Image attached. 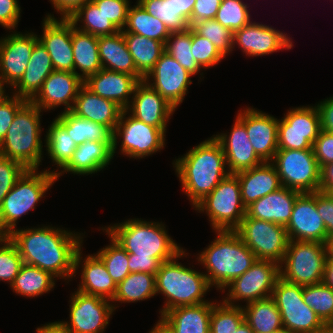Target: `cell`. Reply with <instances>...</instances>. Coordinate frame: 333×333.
I'll list each match as a JSON object with an SVG mask.
<instances>
[{
	"label": "cell",
	"mask_w": 333,
	"mask_h": 333,
	"mask_svg": "<svg viewBox=\"0 0 333 333\" xmlns=\"http://www.w3.org/2000/svg\"><path fill=\"white\" fill-rule=\"evenodd\" d=\"M74 233V234H73ZM80 232L57 226L13 230L8 237L16 245L23 263L49 272L56 279L74 278L75 257L83 246Z\"/></svg>",
	"instance_id": "obj_1"
},
{
	"label": "cell",
	"mask_w": 333,
	"mask_h": 333,
	"mask_svg": "<svg viewBox=\"0 0 333 333\" xmlns=\"http://www.w3.org/2000/svg\"><path fill=\"white\" fill-rule=\"evenodd\" d=\"M111 225L102 226V230L128 253L130 273L156 275L163 262L184 250L168 235L162 222L133 218Z\"/></svg>",
	"instance_id": "obj_2"
},
{
	"label": "cell",
	"mask_w": 333,
	"mask_h": 333,
	"mask_svg": "<svg viewBox=\"0 0 333 333\" xmlns=\"http://www.w3.org/2000/svg\"><path fill=\"white\" fill-rule=\"evenodd\" d=\"M172 164L192 207L229 174L222 147L213 136L191 148Z\"/></svg>",
	"instance_id": "obj_3"
},
{
	"label": "cell",
	"mask_w": 333,
	"mask_h": 333,
	"mask_svg": "<svg viewBox=\"0 0 333 333\" xmlns=\"http://www.w3.org/2000/svg\"><path fill=\"white\" fill-rule=\"evenodd\" d=\"M215 233L214 241L199 252L196 259L206 268L203 273L209 284L224 293L225 287L244 274L257 258L235 231Z\"/></svg>",
	"instance_id": "obj_4"
},
{
	"label": "cell",
	"mask_w": 333,
	"mask_h": 333,
	"mask_svg": "<svg viewBox=\"0 0 333 333\" xmlns=\"http://www.w3.org/2000/svg\"><path fill=\"white\" fill-rule=\"evenodd\" d=\"M186 252L183 250L172 260L163 262L156 272V295L161 293L166 299L159 311L160 316L178 306L198 305L210 301L204 298L212 287L206 275L178 262L181 257L187 258L189 253Z\"/></svg>",
	"instance_id": "obj_5"
},
{
	"label": "cell",
	"mask_w": 333,
	"mask_h": 333,
	"mask_svg": "<svg viewBox=\"0 0 333 333\" xmlns=\"http://www.w3.org/2000/svg\"><path fill=\"white\" fill-rule=\"evenodd\" d=\"M41 112L31 101L17 111L0 143L1 156L18 161L27 169H38L42 165Z\"/></svg>",
	"instance_id": "obj_6"
},
{
	"label": "cell",
	"mask_w": 333,
	"mask_h": 333,
	"mask_svg": "<svg viewBox=\"0 0 333 333\" xmlns=\"http://www.w3.org/2000/svg\"><path fill=\"white\" fill-rule=\"evenodd\" d=\"M38 171L27 169L4 197L0 206V236H8L15 230L18 219L34 210L56 182V175L50 169Z\"/></svg>",
	"instance_id": "obj_7"
},
{
	"label": "cell",
	"mask_w": 333,
	"mask_h": 333,
	"mask_svg": "<svg viewBox=\"0 0 333 333\" xmlns=\"http://www.w3.org/2000/svg\"><path fill=\"white\" fill-rule=\"evenodd\" d=\"M206 213L214 231H234L246 215L236 174H228L216 188L194 207Z\"/></svg>",
	"instance_id": "obj_8"
},
{
	"label": "cell",
	"mask_w": 333,
	"mask_h": 333,
	"mask_svg": "<svg viewBox=\"0 0 333 333\" xmlns=\"http://www.w3.org/2000/svg\"><path fill=\"white\" fill-rule=\"evenodd\" d=\"M328 244L314 241H289L279 264L280 277L297 285H312L323 280Z\"/></svg>",
	"instance_id": "obj_9"
},
{
	"label": "cell",
	"mask_w": 333,
	"mask_h": 333,
	"mask_svg": "<svg viewBox=\"0 0 333 333\" xmlns=\"http://www.w3.org/2000/svg\"><path fill=\"white\" fill-rule=\"evenodd\" d=\"M128 114V115H127ZM128 117H127V116ZM166 128H157L132 117L126 110L121 113L119 122L113 130L112 154L118 149L120 139V155L134 159H142L157 151H161L166 144Z\"/></svg>",
	"instance_id": "obj_10"
},
{
	"label": "cell",
	"mask_w": 333,
	"mask_h": 333,
	"mask_svg": "<svg viewBox=\"0 0 333 333\" xmlns=\"http://www.w3.org/2000/svg\"><path fill=\"white\" fill-rule=\"evenodd\" d=\"M281 314L284 330L291 333H322L327 327L303 300V286L276 280L271 296Z\"/></svg>",
	"instance_id": "obj_11"
},
{
	"label": "cell",
	"mask_w": 333,
	"mask_h": 333,
	"mask_svg": "<svg viewBox=\"0 0 333 333\" xmlns=\"http://www.w3.org/2000/svg\"><path fill=\"white\" fill-rule=\"evenodd\" d=\"M271 163L282 186L301 193L319 191L321 169L313 149H278Z\"/></svg>",
	"instance_id": "obj_12"
},
{
	"label": "cell",
	"mask_w": 333,
	"mask_h": 333,
	"mask_svg": "<svg viewBox=\"0 0 333 333\" xmlns=\"http://www.w3.org/2000/svg\"><path fill=\"white\" fill-rule=\"evenodd\" d=\"M234 231L257 259L282 262L289 243L284 226L246 214Z\"/></svg>",
	"instance_id": "obj_13"
},
{
	"label": "cell",
	"mask_w": 333,
	"mask_h": 333,
	"mask_svg": "<svg viewBox=\"0 0 333 333\" xmlns=\"http://www.w3.org/2000/svg\"><path fill=\"white\" fill-rule=\"evenodd\" d=\"M279 277L280 271L277 262L257 259L244 274L235 278L225 287V289L228 288V292L225 294L227 297L222 298V300L229 305L241 306L239 303L241 301L248 304L271 297Z\"/></svg>",
	"instance_id": "obj_14"
},
{
	"label": "cell",
	"mask_w": 333,
	"mask_h": 333,
	"mask_svg": "<svg viewBox=\"0 0 333 333\" xmlns=\"http://www.w3.org/2000/svg\"><path fill=\"white\" fill-rule=\"evenodd\" d=\"M287 111L278 122V149H312L321 131L316 105L290 108Z\"/></svg>",
	"instance_id": "obj_15"
},
{
	"label": "cell",
	"mask_w": 333,
	"mask_h": 333,
	"mask_svg": "<svg viewBox=\"0 0 333 333\" xmlns=\"http://www.w3.org/2000/svg\"><path fill=\"white\" fill-rule=\"evenodd\" d=\"M69 300V322L62 321L72 333H103L115 310L105 298L75 291Z\"/></svg>",
	"instance_id": "obj_16"
},
{
	"label": "cell",
	"mask_w": 333,
	"mask_h": 333,
	"mask_svg": "<svg viewBox=\"0 0 333 333\" xmlns=\"http://www.w3.org/2000/svg\"><path fill=\"white\" fill-rule=\"evenodd\" d=\"M191 76L193 75L164 51L154 68L144 78V82L177 109L192 84Z\"/></svg>",
	"instance_id": "obj_17"
},
{
	"label": "cell",
	"mask_w": 333,
	"mask_h": 333,
	"mask_svg": "<svg viewBox=\"0 0 333 333\" xmlns=\"http://www.w3.org/2000/svg\"><path fill=\"white\" fill-rule=\"evenodd\" d=\"M288 36L273 26L251 21L233 32V49L238 45L246 56H266L279 50H290L293 41Z\"/></svg>",
	"instance_id": "obj_18"
},
{
	"label": "cell",
	"mask_w": 333,
	"mask_h": 333,
	"mask_svg": "<svg viewBox=\"0 0 333 333\" xmlns=\"http://www.w3.org/2000/svg\"><path fill=\"white\" fill-rule=\"evenodd\" d=\"M0 38V76L12 88L23 76L38 36L16 30Z\"/></svg>",
	"instance_id": "obj_19"
},
{
	"label": "cell",
	"mask_w": 333,
	"mask_h": 333,
	"mask_svg": "<svg viewBox=\"0 0 333 333\" xmlns=\"http://www.w3.org/2000/svg\"><path fill=\"white\" fill-rule=\"evenodd\" d=\"M41 24L43 34L37 35L38 40L49 53L54 70L74 73L72 22L48 13Z\"/></svg>",
	"instance_id": "obj_20"
},
{
	"label": "cell",
	"mask_w": 333,
	"mask_h": 333,
	"mask_svg": "<svg viewBox=\"0 0 333 333\" xmlns=\"http://www.w3.org/2000/svg\"><path fill=\"white\" fill-rule=\"evenodd\" d=\"M289 241H314L328 244L325 224L316 209V192L301 193L292 209L287 226Z\"/></svg>",
	"instance_id": "obj_21"
},
{
	"label": "cell",
	"mask_w": 333,
	"mask_h": 333,
	"mask_svg": "<svg viewBox=\"0 0 333 333\" xmlns=\"http://www.w3.org/2000/svg\"><path fill=\"white\" fill-rule=\"evenodd\" d=\"M83 85L84 81L77 74L54 70L30 101L44 112L60 106L64 107V112L71 111Z\"/></svg>",
	"instance_id": "obj_22"
},
{
	"label": "cell",
	"mask_w": 333,
	"mask_h": 333,
	"mask_svg": "<svg viewBox=\"0 0 333 333\" xmlns=\"http://www.w3.org/2000/svg\"><path fill=\"white\" fill-rule=\"evenodd\" d=\"M239 111L237 117L244 123L256 154L264 162H271L278 150L279 119L251 106Z\"/></svg>",
	"instance_id": "obj_23"
},
{
	"label": "cell",
	"mask_w": 333,
	"mask_h": 333,
	"mask_svg": "<svg viewBox=\"0 0 333 333\" xmlns=\"http://www.w3.org/2000/svg\"><path fill=\"white\" fill-rule=\"evenodd\" d=\"M235 119L229 135H213L222 147L229 174H236L264 163L252 147L244 123L237 116Z\"/></svg>",
	"instance_id": "obj_24"
},
{
	"label": "cell",
	"mask_w": 333,
	"mask_h": 333,
	"mask_svg": "<svg viewBox=\"0 0 333 333\" xmlns=\"http://www.w3.org/2000/svg\"><path fill=\"white\" fill-rule=\"evenodd\" d=\"M125 110L137 120L157 128H167V123L176 111L144 81L136 86L131 102Z\"/></svg>",
	"instance_id": "obj_25"
},
{
	"label": "cell",
	"mask_w": 333,
	"mask_h": 333,
	"mask_svg": "<svg viewBox=\"0 0 333 333\" xmlns=\"http://www.w3.org/2000/svg\"><path fill=\"white\" fill-rule=\"evenodd\" d=\"M81 249L82 247L78 250L75 257L74 274H76L78 269L82 272L81 281L76 290L87 295L100 296L112 301L117 291V285L109 275L106 266L95 253L83 258Z\"/></svg>",
	"instance_id": "obj_26"
},
{
	"label": "cell",
	"mask_w": 333,
	"mask_h": 333,
	"mask_svg": "<svg viewBox=\"0 0 333 333\" xmlns=\"http://www.w3.org/2000/svg\"><path fill=\"white\" fill-rule=\"evenodd\" d=\"M140 81L125 73L102 68L84 80V86L94 94L116 102L124 110L129 106Z\"/></svg>",
	"instance_id": "obj_27"
},
{
	"label": "cell",
	"mask_w": 333,
	"mask_h": 333,
	"mask_svg": "<svg viewBox=\"0 0 333 333\" xmlns=\"http://www.w3.org/2000/svg\"><path fill=\"white\" fill-rule=\"evenodd\" d=\"M301 192L282 186L246 208L249 217L276 223L284 227L291 219L293 205Z\"/></svg>",
	"instance_id": "obj_28"
},
{
	"label": "cell",
	"mask_w": 333,
	"mask_h": 333,
	"mask_svg": "<svg viewBox=\"0 0 333 333\" xmlns=\"http://www.w3.org/2000/svg\"><path fill=\"white\" fill-rule=\"evenodd\" d=\"M123 110L116 102L94 94L83 85L71 112L80 118L107 126L113 132Z\"/></svg>",
	"instance_id": "obj_29"
},
{
	"label": "cell",
	"mask_w": 333,
	"mask_h": 333,
	"mask_svg": "<svg viewBox=\"0 0 333 333\" xmlns=\"http://www.w3.org/2000/svg\"><path fill=\"white\" fill-rule=\"evenodd\" d=\"M112 150L102 142L86 141L77 145L70 161L56 173V178L70 173L73 175H91L100 172L111 163Z\"/></svg>",
	"instance_id": "obj_30"
},
{
	"label": "cell",
	"mask_w": 333,
	"mask_h": 333,
	"mask_svg": "<svg viewBox=\"0 0 333 333\" xmlns=\"http://www.w3.org/2000/svg\"><path fill=\"white\" fill-rule=\"evenodd\" d=\"M241 199L247 208L253 202L282 187L277 169L271 162L236 173Z\"/></svg>",
	"instance_id": "obj_31"
},
{
	"label": "cell",
	"mask_w": 333,
	"mask_h": 333,
	"mask_svg": "<svg viewBox=\"0 0 333 333\" xmlns=\"http://www.w3.org/2000/svg\"><path fill=\"white\" fill-rule=\"evenodd\" d=\"M214 302L178 306L165 312L160 318L174 333H210V317Z\"/></svg>",
	"instance_id": "obj_32"
},
{
	"label": "cell",
	"mask_w": 333,
	"mask_h": 333,
	"mask_svg": "<svg viewBox=\"0 0 333 333\" xmlns=\"http://www.w3.org/2000/svg\"><path fill=\"white\" fill-rule=\"evenodd\" d=\"M53 71L50 55L38 40L23 76L11 88L14 91L11 93L30 101Z\"/></svg>",
	"instance_id": "obj_33"
},
{
	"label": "cell",
	"mask_w": 333,
	"mask_h": 333,
	"mask_svg": "<svg viewBox=\"0 0 333 333\" xmlns=\"http://www.w3.org/2000/svg\"><path fill=\"white\" fill-rule=\"evenodd\" d=\"M98 48L102 68L132 75L140 82L144 81V77L136 70L122 31L99 36Z\"/></svg>",
	"instance_id": "obj_34"
},
{
	"label": "cell",
	"mask_w": 333,
	"mask_h": 333,
	"mask_svg": "<svg viewBox=\"0 0 333 333\" xmlns=\"http://www.w3.org/2000/svg\"><path fill=\"white\" fill-rule=\"evenodd\" d=\"M55 120L66 130L76 145L86 141L105 143L111 150L113 132L100 123L80 118L71 111H62Z\"/></svg>",
	"instance_id": "obj_35"
},
{
	"label": "cell",
	"mask_w": 333,
	"mask_h": 333,
	"mask_svg": "<svg viewBox=\"0 0 333 333\" xmlns=\"http://www.w3.org/2000/svg\"><path fill=\"white\" fill-rule=\"evenodd\" d=\"M72 49L74 73L83 81L90 75H94L102 69L99 57L98 37L76 29L73 23Z\"/></svg>",
	"instance_id": "obj_36"
},
{
	"label": "cell",
	"mask_w": 333,
	"mask_h": 333,
	"mask_svg": "<svg viewBox=\"0 0 333 333\" xmlns=\"http://www.w3.org/2000/svg\"><path fill=\"white\" fill-rule=\"evenodd\" d=\"M241 306L244 312V321L254 333H269L284 329L281 314L272 297Z\"/></svg>",
	"instance_id": "obj_37"
},
{
	"label": "cell",
	"mask_w": 333,
	"mask_h": 333,
	"mask_svg": "<svg viewBox=\"0 0 333 333\" xmlns=\"http://www.w3.org/2000/svg\"><path fill=\"white\" fill-rule=\"evenodd\" d=\"M123 35L136 70L145 78L165 51V45L158 40L135 33H123Z\"/></svg>",
	"instance_id": "obj_38"
},
{
	"label": "cell",
	"mask_w": 333,
	"mask_h": 333,
	"mask_svg": "<svg viewBox=\"0 0 333 333\" xmlns=\"http://www.w3.org/2000/svg\"><path fill=\"white\" fill-rule=\"evenodd\" d=\"M55 280L57 281L49 272L23 264L10 287L17 295L35 298L52 291Z\"/></svg>",
	"instance_id": "obj_39"
},
{
	"label": "cell",
	"mask_w": 333,
	"mask_h": 333,
	"mask_svg": "<svg viewBox=\"0 0 333 333\" xmlns=\"http://www.w3.org/2000/svg\"><path fill=\"white\" fill-rule=\"evenodd\" d=\"M156 295L155 275L149 273H130L117 285L115 297L111 301L116 310L115 303H135L147 300ZM116 305V306H115Z\"/></svg>",
	"instance_id": "obj_40"
},
{
	"label": "cell",
	"mask_w": 333,
	"mask_h": 333,
	"mask_svg": "<svg viewBox=\"0 0 333 333\" xmlns=\"http://www.w3.org/2000/svg\"><path fill=\"white\" fill-rule=\"evenodd\" d=\"M134 6H129L127 21L123 33H135L149 39H155L164 45L170 36L165 24L158 18L153 17L140 5L139 2Z\"/></svg>",
	"instance_id": "obj_41"
},
{
	"label": "cell",
	"mask_w": 333,
	"mask_h": 333,
	"mask_svg": "<svg viewBox=\"0 0 333 333\" xmlns=\"http://www.w3.org/2000/svg\"><path fill=\"white\" fill-rule=\"evenodd\" d=\"M67 18L76 29L97 37L119 32L92 0L82 4ZM79 22L81 25L78 27Z\"/></svg>",
	"instance_id": "obj_42"
},
{
	"label": "cell",
	"mask_w": 333,
	"mask_h": 333,
	"mask_svg": "<svg viewBox=\"0 0 333 333\" xmlns=\"http://www.w3.org/2000/svg\"><path fill=\"white\" fill-rule=\"evenodd\" d=\"M44 139L47 154L53 165L58 167L51 171L56 175L59 172V168L61 170L70 161L77 145L55 119L48 126Z\"/></svg>",
	"instance_id": "obj_43"
},
{
	"label": "cell",
	"mask_w": 333,
	"mask_h": 333,
	"mask_svg": "<svg viewBox=\"0 0 333 333\" xmlns=\"http://www.w3.org/2000/svg\"><path fill=\"white\" fill-rule=\"evenodd\" d=\"M191 46V28L189 27L183 32H170L165 43V52L194 76L203 70L195 61Z\"/></svg>",
	"instance_id": "obj_44"
},
{
	"label": "cell",
	"mask_w": 333,
	"mask_h": 333,
	"mask_svg": "<svg viewBox=\"0 0 333 333\" xmlns=\"http://www.w3.org/2000/svg\"><path fill=\"white\" fill-rule=\"evenodd\" d=\"M304 303L326 326H333V289L323 282L303 286Z\"/></svg>",
	"instance_id": "obj_45"
},
{
	"label": "cell",
	"mask_w": 333,
	"mask_h": 333,
	"mask_svg": "<svg viewBox=\"0 0 333 333\" xmlns=\"http://www.w3.org/2000/svg\"><path fill=\"white\" fill-rule=\"evenodd\" d=\"M147 13L162 21L169 32H183L189 28V22L178 15L172 0H140Z\"/></svg>",
	"instance_id": "obj_46"
},
{
	"label": "cell",
	"mask_w": 333,
	"mask_h": 333,
	"mask_svg": "<svg viewBox=\"0 0 333 333\" xmlns=\"http://www.w3.org/2000/svg\"><path fill=\"white\" fill-rule=\"evenodd\" d=\"M190 28L196 34L207 38L225 58L233 51V32L215 19L195 22Z\"/></svg>",
	"instance_id": "obj_47"
},
{
	"label": "cell",
	"mask_w": 333,
	"mask_h": 333,
	"mask_svg": "<svg viewBox=\"0 0 333 333\" xmlns=\"http://www.w3.org/2000/svg\"><path fill=\"white\" fill-rule=\"evenodd\" d=\"M108 237L110 244L97 251L96 255L103 261L112 280L118 285L130 274L128 253L112 237Z\"/></svg>",
	"instance_id": "obj_48"
},
{
	"label": "cell",
	"mask_w": 333,
	"mask_h": 333,
	"mask_svg": "<svg viewBox=\"0 0 333 333\" xmlns=\"http://www.w3.org/2000/svg\"><path fill=\"white\" fill-rule=\"evenodd\" d=\"M244 321L242 306L216 301L210 317V333H234Z\"/></svg>",
	"instance_id": "obj_49"
},
{
	"label": "cell",
	"mask_w": 333,
	"mask_h": 333,
	"mask_svg": "<svg viewBox=\"0 0 333 333\" xmlns=\"http://www.w3.org/2000/svg\"><path fill=\"white\" fill-rule=\"evenodd\" d=\"M249 6L242 0H221L215 20L232 32L251 22Z\"/></svg>",
	"instance_id": "obj_50"
},
{
	"label": "cell",
	"mask_w": 333,
	"mask_h": 333,
	"mask_svg": "<svg viewBox=\"0 0 333 333\" xmlns=\"http://www.w3.org/2000/svg\"><path fill=\"white\" fill-rule=\"evenodd\" d=\"M23 264L16 245L8 236H0V281L11 286Z\"/></svg>",
	"instance_id": "obj_51"
},
{
	"label": "cell",
	"mask_w": 333,
	"mask_h": 333,
	"mask_svg": "<svg viewBox=\"0 0 333 333\" xmlns=\"http://www.w3.org/2000/svg\"><path fill=\"white\" fill-rule=\"evenodd\" d=\"M191 42L193 57L203 70H208L225 58L207 38L196 34L192 29Z\"/></svg>",
	"instance_id": "obj_52"
},
{
	"label": "cell",
	"mask_w": 333,
	"mask_h": 333,
	"mask_svg": "<svg viewBox=\"0 0 333 333\" xmlns=\"http://www.w3.org/2000/svg\"><path fill=\"white\" fill-rule=\"evenodd\" d=\"M27 170L20 162L0 155V206L16 181Z\"/></svg>",
	"instance_id": "obj_53"
},
{
	"label": "cell",
	"mask_w": 333,
	"mask_h": 333,
	"mask_svg": "<svg viewBox=\"0 0 333 333\" xmlns=\"http://www.w3.org/2000/svg\"><path fill=\"white\" fill-rule=\"evenodd\" d=\"M106 18L119 30L126 25L130 0H92Z\"/></svg>",
	"instance_id": "obj_54"
},
{
	"label": "cell",
	"mask_w": 333,
	"mask_h": 333,
	"mask_svg": "<svg viewBox=\"0 0 333 333\" xmlns=\"http://www.w3.org/2000/svg\"><path fill=\"white\" fill-rule=\"evenodd\" d=\"M28 100L12 94L6 101L0 104V143L4 139L17 111Z\"/></svg>",
	"instance_id": "obj_55"
},
{
	"label": "cell",
	"mask_w": 333,
	"mask_h": 333,
	"mask_svg": "<svg viewBox=\"0 0 333 333\" xmlns=\"http://www.w3.org/2000/svg\"><path fill=\"white\" fill-rule=\"evenodd\" d=\"M320 169L333 162V133L321 130L312 145Z\"/></svg>",
	"instance_id": "obj_56"
},
{
	"label": "cell",
	"mask_w": 333,
	"mask_h": 333,
	"mask_svg": "<svg viewBox=\"0 0 333 333\" xmlns=\"http://www.w3.org/2000/svg\"><path fill=\"white\" fill-rule=\"evenodd\" d=\"M21 11L18 0H0V25L14 31L17 29Z\"/></svg>",
	"instance_id": "obj_57"
},
{
	"label": "cell",
	"mask_w": 333,
	"mask_h": 333,
	"mask_svg": "<svg viewBox=\"0 0 333 333\" xmlns=\"http://www.w3.org/2000/svg\"><path fill=\"white\" fill-rule=\"evenodd\" d=\"M316 209L325 224L329 242L330 237L333 236V195L316 192Z\"/></svg>",
	"instance_id": "obj_58"
},
{
	"label": "cell",
	"mask_w": 333,
	"mask_h": 333,
	"mask_svg": "<svg viewBox=\"0 0 333 333\" xmlns=\"http://www.w3.org/2000/svg\"><path fill=\"white\" fill-rule=\"evenodd\" d=\"M221 0H196L191 14V25L204 19H214Z\"/></svg>",
	"instance_id": "obj_59"
},
{
	"label": "cell",
	"mask_w": 333,
	"mask_h": 333,
	"mask_svg": "<svg viewBox=\"0 0 333 333\" xmlns=\"http://www.w3.org/2000/svg\"><path fill=\"white\" fill-rule=\"evenodd\" d=\"M315 105L320 114L321 130L333 133V96Z\"/></svg>",
	"instance_id": "obj_60"
},
{
	"label": "cell",
	"mask_w": 333,
	"mask_h": 333,
	"mask_svg": "<svg viewBox=\"0 0 333 333\" xmlns=\"http://www.w3.org/2000/svg\"><path fill=\"white\" fill-rule=\"evenodd\" d=\"M60 17H69L77 8L90 0H49Z\"/></svg>",
	"instance_id": "obj_61"
},
{
	"label": "cell",
	"mask_w": 333,
	"mask_h": 333,
	"mask_svg": "<svg viewBox=\"0 0 333 333\" xmlns=\"http://www.w3.org/2000/svg\"><path fill=\"white\" fill-rule=\"evenodd\" d=\"M319 191L324 193L333 191V162L321 168Z\"/></svg>",
	"instance_id": "obj_62"
},
{
	"label": "cell",
	"mask_w": 333,
	"mask_h": 333,
	"mask_svg": "<svg viewBox=\"0 0 333 333\" xmlns=\"http://www.w3.org/2000/svg\"><path fill=\"white\" fill-rule=\"evenodd\" d=\"M178 10V15H182L191 26V14L196 0H172Z\"/></svg>",
	"instance_id": "obj_63"
},
{
	"label": "cell",
	"mask_w": 333,
	"mask_h": 333,
	"mask_svg": "<svg viewBox=\"0 0 333 333\" xmlns=\"http://www.w3.org/2000/svg\"><path fill=\"white\" fill-rule=\"evenodd\" d=\"M36 331V333H72L62 321L45 323V325L37 327Z\"/></svg>",
	"instance_id": "obj_64"
},
{
	"label": "cell",
	"mask_w": 333,
	"mask_h": 333,
	"mask_svg": "<svg viewBox=\"0 0 333 333\" xmlns=\"http://www.w3.org/2000/svg\"><path fill=\"white\" fill-rule=\"evenodd\" d=\"M322 282L333 289V255L328 253Z\"/></svg>",
	"instance_id": "obj_65"
},
{
	"label": "cell",
	"mask_w": 333,
	"mask_h": 333,
	"mask_svg": "<svg viewBox=\"0 0 333 333\" xmlns=\"http://www.w3.org/2000/svg\"><path fill=\"white\" fill-rule=\"evenodd\" d=\"M148 333H174L171 328L159 317V320Z\"/></svg>",
	"instance_id": "obj_66"
},
{
	"label": "cell",
	"mask_w": 333,
	"mask_h": 333,
	"mask_svg": "<svg viewBox=\"0 0 333 333\" xmlns=\"http://www.w3.org/2000/svg\"><path fill=\"white\" fill-rule=\"evenodd\" d=\"M8 88V83L0 76V104H2L4 101H6L10 96L6 93L5 85Z\"/></svg>",
	"instance_id": "obj_67"
},
{
	"label": "cell",
	"mask_w": 333,
	"mask_h": 333,
	"mask_svg": "<svg viewBox=\"0 0 333 333\" xmlns=\"http://www.w3.org/2000/svg\"><path fill=\"white\" fill-rule=\"evenodd\" d=\"M234 333H254V331L245 321H243Z\"/></svg>",
	"instance_id": "obj_68"
},
{
	"label": "cell",
	"mask_w": 333,
	"mask_h": 333,
	"mask_svg": "<svg viewBox=\"0 0 333 333\" xmlns=\"http://www.w3.org/2000/svg\"><path fill=\"white\" fill-rule=\"evenodd\" d=\"M328 248H329V253H331L333 255V236L330 237V239H329Z\"/></svg>",
	"instance_id": "obj_69"
},
{
	"label": "cell",
	"mask_w": 333,
	"mask_h": 333,
	"mask_svg": "<svg viewBox=\"0 0 333 333\" xmlns=\"http://www.w3.org/2000/svg\"><path fill=\"white\" fill-rule=\"evenodd\" d=\"M322 333H333V326H327Z\"/></svg>",
	"instance_id": "obj_70"
},
{
	"label": "cell",
	"mask_w": 333,
	"mask_h": 333,
	"mask_svg": "<svg viewBox=\"0 0 333 333\" xmlns=\"http://www.w3.org/2000/svg\"><path fill=\"white\" fill-rule=\"evenodd\" d=\"M269 333H291V332H288L286 330H279V331H273V332H269Z\"/></svg>",
	"instance_id": "obj_71"
}]
</instances>
